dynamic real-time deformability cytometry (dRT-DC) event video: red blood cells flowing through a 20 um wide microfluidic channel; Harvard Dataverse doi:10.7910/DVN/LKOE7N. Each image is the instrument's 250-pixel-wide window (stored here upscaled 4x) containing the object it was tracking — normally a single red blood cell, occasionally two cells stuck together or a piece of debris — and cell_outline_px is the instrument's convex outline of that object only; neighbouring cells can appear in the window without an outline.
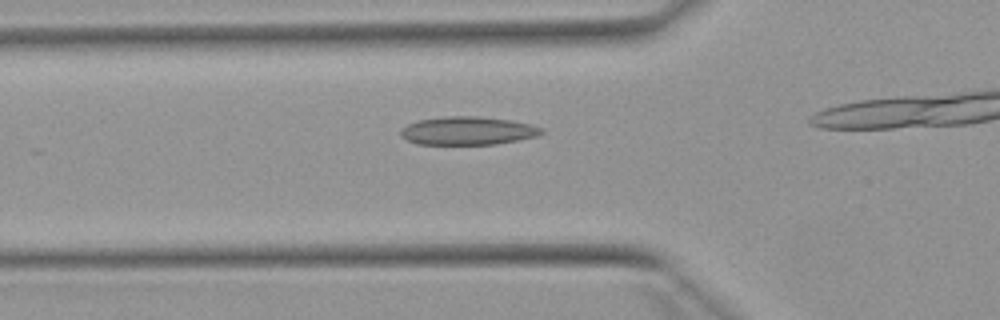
{"species": "Egyptian fruit bat (a non-hibernating species)", "species_latin": "Rousettus aegyptiacus", "temperature_condition": "warm", "stored_images_in_passage": 22, "camera_frame_rate_fps": 3000, "um_per_image_px": 0.085, "animal": {"sex": "female"}, "frame": {"image": 1, "passage_image": 12, "time_ms": 3.667, "image_size_px": [1000, 320], "cell_outline_px": [[544, 132], [536, 136], [496, 144], [416, 144], [400, 136], [400, 128], [416, 120], [444, 116], [476, 116], [512, 120], [544, 128]], "centroid_in_image_um": [39.71, 11.1], "position_along_channel_um": 86.1, "area_um2": 23.24}}
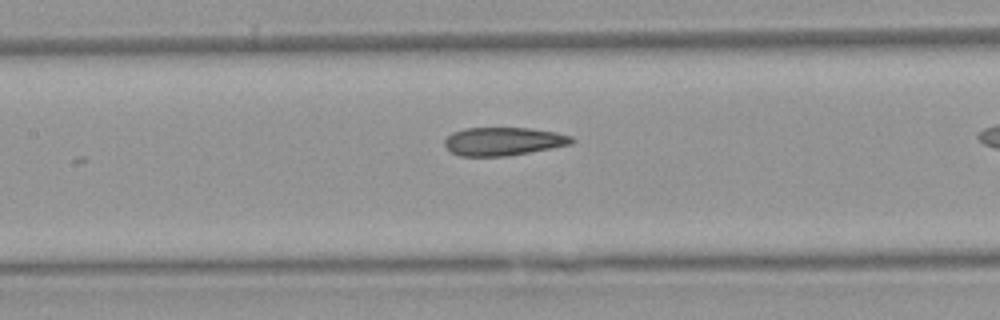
{"frame": {"image": 2, "passage_image": 18, "time_ms": 5.667, "image_size_px": [1000, 320], "cell_outline_px": [[576, 140], [572, 144], [528, 152], [504, 156], [460, 156], [452, 152], [444, 144], [444, 140], [452, 132], [464, 128], [532, 128], [556, 132], [572, 136]], "centroid_in_image_um": [42.79, 12.0], "position_along_channel_um": 164.6, "area_um2": 20.87}}
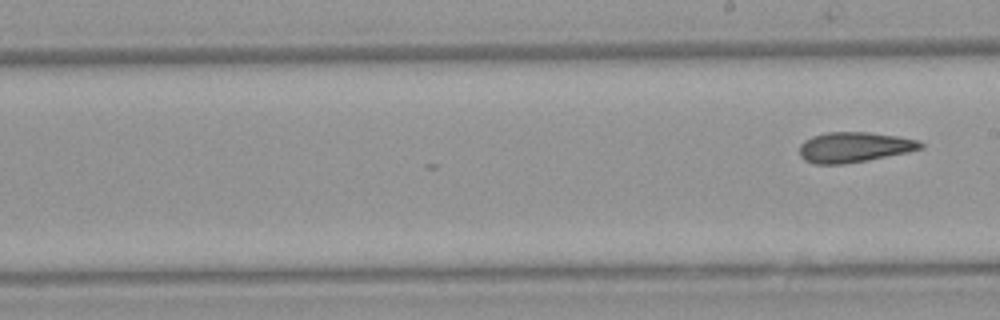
{"frame": {"image": 3, "passage_image": 22, "time_ms": 7.0, "image_size_px": [1000, 320], "cell_outline_px": [[924, 148], [908, 152], [868, 160], [844, 164], [816, 164], [804, 160], [800, 156], [800, 144], [804, 140], [812, 136], [828, 132], [868, 132], [896, 136], [920, 140], [924, 144]], "centroid_in_image_um": [72.61, 12.51], "position_along_channel_um": 216.4, "area_um2": 21.44}}